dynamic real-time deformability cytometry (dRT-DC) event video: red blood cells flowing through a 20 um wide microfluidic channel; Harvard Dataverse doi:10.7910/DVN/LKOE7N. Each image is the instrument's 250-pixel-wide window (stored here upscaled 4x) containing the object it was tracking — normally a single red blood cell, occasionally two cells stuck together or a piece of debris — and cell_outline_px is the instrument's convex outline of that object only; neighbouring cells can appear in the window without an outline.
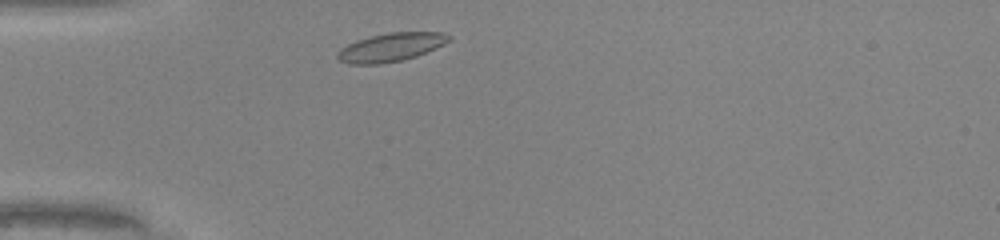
{"species": "common noctule bat (a hibernating species)", "species_latin": "Nyctalus noctula", "temperature_condition": "warm", "stored_images_in_passage": 28, "camera_frame_rate_fps": 3000, "um_per_image_px": 0.085, "animal": {"sex": "male", "body_mass_g": 20.0, "forearm_length_mm": 53.3}, "frame": {"image": 1, "passage_image": 2, "time_ms": 0.333, "image_size_px": [1000, 240], "cell_outline_px": [[452, 36], [444, 44], [436, 48], [416, 56], [400, 60], [380, 64], [348, 64], [340, 60], [336, 56], [340, 48], [356, 40], [388, 32], [444, 32]], "centroid_in_image_um": [33.22, 4.01], "position_along_channel_um": 51.8, "area_um2": 18.38}}
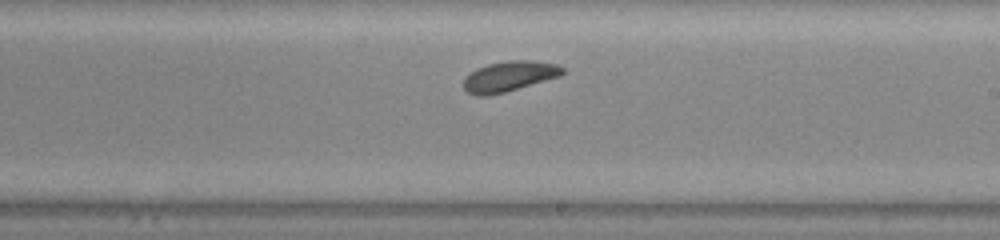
{"frame": {"image": 2, "passage_image": 17, "time_ms": 5.333, "image_size_px": [1000, 240], "cell_outline_px": [[564, 72], [560, 76], [504, 92], [488, 96], [476, 96], [468, 92], [464, 88], [464, 76], [476, 68], [488, 64], [512, 60], [528, 60], [556, 64], [564, 68]], "centroid_in_image_um": [43.24, 6.49], "position_along_channel_um": 245.8, "area_um2": 17.34}}
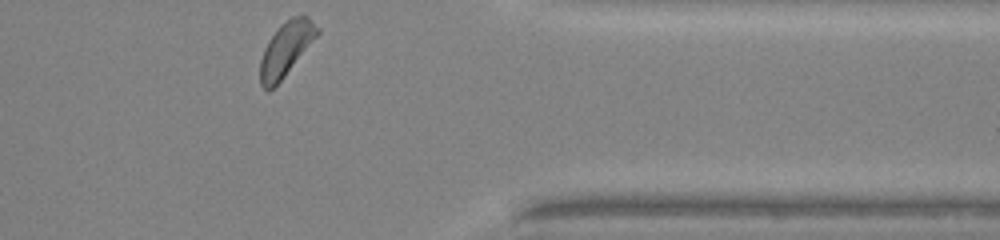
{"frame": {"image": 3, "passage_image": 28, "time_ms": 9.0, "image_size_px": [1000, 240], "cell_outline_px": [[320, 32], [284, 76], [268, 92], [260, 84], [260, 60], [264, 48], [268, 40], [280, 24], [292, 16], [304, 12], [320, 28]], "centroid_in_image_um": [24.31, 4.1], "position_along_channel_um": 387.1, "area_um2": 17.98}, "authors_computed_cell_mechanics": {"area_um2": 17.4267, "velocity_mm_per_s": 4.1813, "shape_relaxation_time_tau1_ms": 4.778, "shape_relaxation_time_tau2_ms": 3.9041, "deformation_change_tau1": 0.1603, "deformation_change_tau2": 0.1088}}